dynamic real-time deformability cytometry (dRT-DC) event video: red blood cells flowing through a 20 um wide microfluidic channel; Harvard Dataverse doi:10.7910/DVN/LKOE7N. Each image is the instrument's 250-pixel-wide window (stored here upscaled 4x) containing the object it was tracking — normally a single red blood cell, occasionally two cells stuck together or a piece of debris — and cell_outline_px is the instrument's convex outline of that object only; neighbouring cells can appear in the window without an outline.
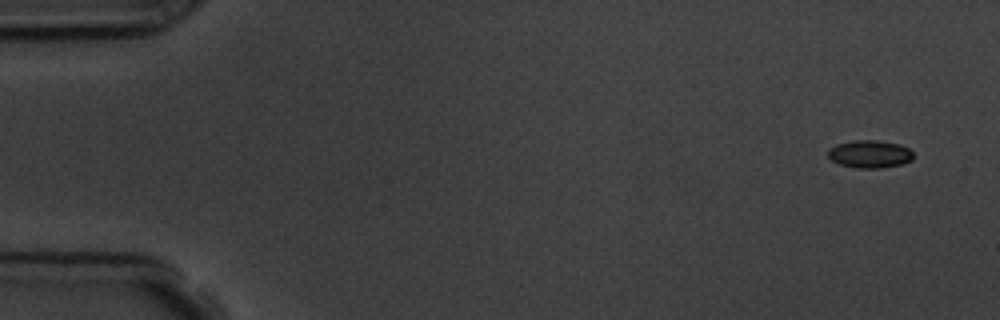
{"species": "common noctule bat (a hibernating species)", "species_latin": "Nyctalus noctula", "temperature_condition": "room temperature", "stored_images_in_passage": 5, "camera_frame_rate_fps": 3000, "um_per_image_px": 0.085, "animal": {"sex": "male", "body_mass_g": 19.5, "forearm_length_mm": 54.6}, "frame": {"image": 1, "passage_image": 1, "time_ms": 0.0, "image_size_px": [1000, 320], "cell_outline_px": [[912, 160], [900, 164], [880, 168], [856, 168], [840, 164], [832, 160], [828, 156], [828, 148], [836, 144], [852, 140], [876, 140], [900, 144], [908, 148], [912, 152]], "centroid_in_image_um": [73.9, 13.08], "position_along_channel_um": 11.1, "area_um2": 13.76}}
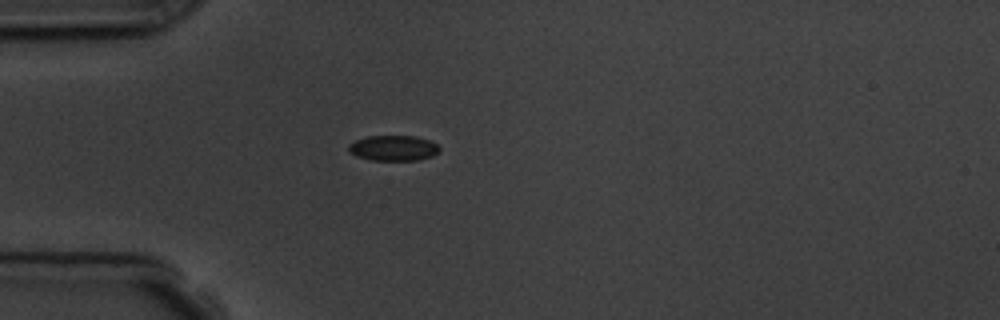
{"frame": {"image": 2, "passage_image": 5, "time_ms": 4.333, "image_size_px": [1000, 320], "cell_outline_px": [[440, 152], [432, 156], [416, 160], [372, 160], [356, 156], [348, 152], [348, 144], [356, 140], [368, 136], [416, 136], [428, 140], [436, 144], [440, 148]], "centroid_in_image_um": [33.42, 12.58], "position_along_channel_um": 51.6, "area_um2": 13.47}}